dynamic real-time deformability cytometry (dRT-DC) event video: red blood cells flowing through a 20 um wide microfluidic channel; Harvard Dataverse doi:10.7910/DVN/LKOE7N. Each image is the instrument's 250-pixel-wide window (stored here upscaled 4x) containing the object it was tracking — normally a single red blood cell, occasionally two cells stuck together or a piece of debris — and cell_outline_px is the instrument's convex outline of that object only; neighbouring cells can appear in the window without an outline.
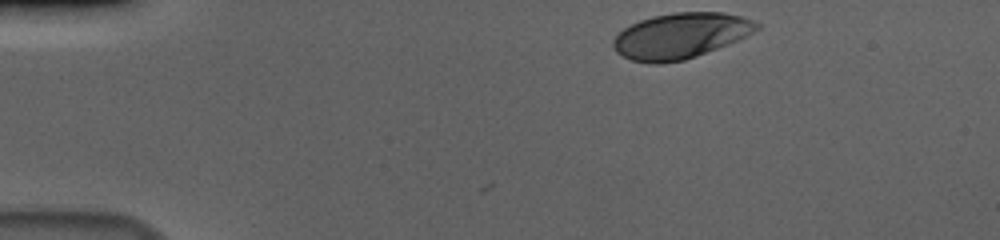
{"species": "human", "species_latin": "Homo sapiens", "temperature_condition": "cold", "stored_images_in_passage": 39, "camera_frame_rate_fps": 3000, "um_per_image_px": 0.085, "donor": {"sex": "male"}, "frame": {"image": 1, "passage_image": 1, "time_ms": 0.0, "image_size_px": [1000, 240], "cell_outline_px": [[760, 28], [728, 44], [696, 56], [684, 60], [660, 64], [648, 64], [632, 60], [616, 52], [612, 44], [612, 40], [624, 28], [640, 20], [652, 16], [676, 12], [724, 12], [740, 16], [752, 20], [760, 24]], "centroid_in_image_um": [57.82, 3.04], "position_along_channel_um": 27.2, "area_um2": 37.92}}
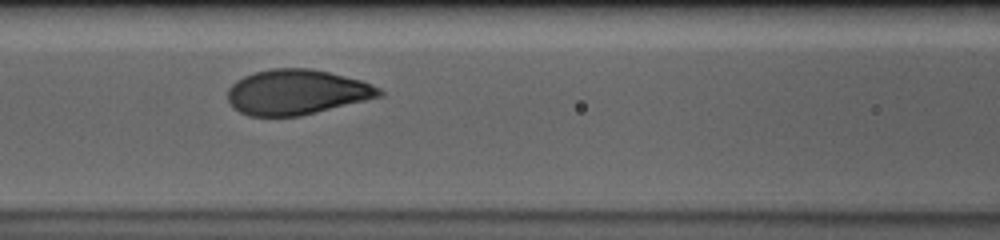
{"frame": {"image": 2, "passage_image": 17, "time_ms": 5.333, "image_size_px": [1000, 240], "cell_outline_px": [[384, 96], [300, 116], [248, 116], [232, 108], [228, 100], [228, 88], [236, 80], [244, 76], [256, 72], [272, 68], [308, 68], [328, 72], [360, 80], [380, 88], [384, 92]], "centroid_in_image_um": [25.21, 7.84], "position_along_channel_um": 141.4, "area_um2": 39.88}}
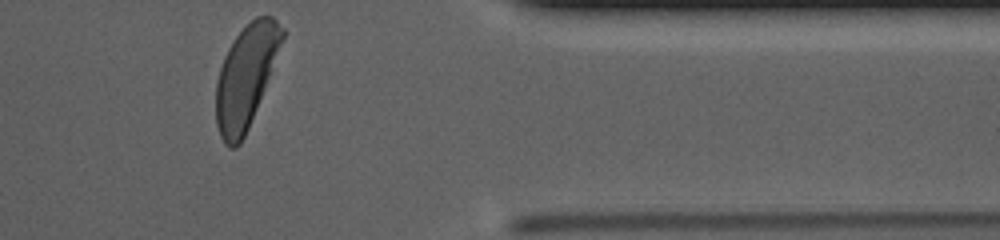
{"frame": {"image": 3, "passage_image": 39, "time_ms": 12.667, "image_size_px": [1000, 240], "cell_outline_px": [[284, 36], [264, 88], [248, 128], [240, 144], [236, 148], [228, 148], [224, 144], [220, 136], [216, 124], [216, 80], [224, 56], [228, 48], [236, 36], [256, 16], [272, 16], [284, 28]], "centroid_in_image_um": [20.86, 6.53], "position_along_channel_um": 390.5, "area_um2": 38.73}, "authors_computed_cell_mechanics": {"area_um2": 39.9976, "velocity_mm_per_s": 3.6271, "shape_relaxation_time_tau1_ms": 2.459, "shape_relaxation_time_tau2_ms": null, "deformation_change_tau1": 0.1578, "deformation_change_tau2": null}}